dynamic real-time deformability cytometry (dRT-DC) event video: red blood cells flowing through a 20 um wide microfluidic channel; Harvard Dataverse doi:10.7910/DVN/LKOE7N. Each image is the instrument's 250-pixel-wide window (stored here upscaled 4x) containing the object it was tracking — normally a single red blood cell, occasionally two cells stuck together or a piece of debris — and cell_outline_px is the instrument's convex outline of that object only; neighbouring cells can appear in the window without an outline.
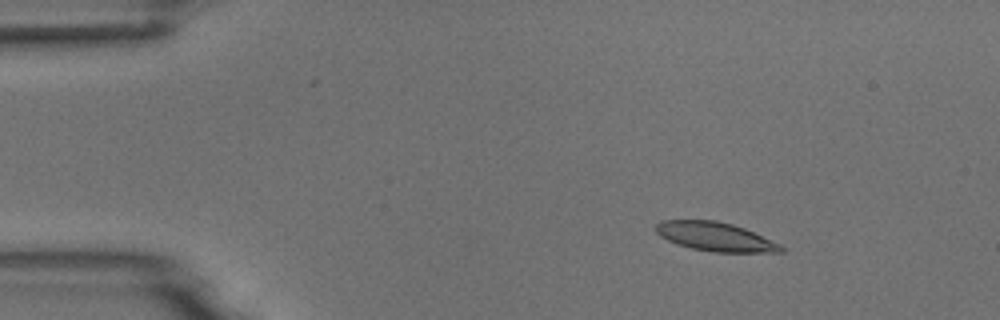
{"species": "common noctule bat (a hibernating species)", "species_latin": "Nyctalus noctula", "temperature_condition": "room temperature", "stored_images_in_passage": 5, "camera_frame_rate_fps": 3000, "um_per_image_px": 0.085, "animal": {"sex": "male", "body_mass_g": 18.8}, "frame": {"image": 1, "passage_image": 2, "time_ms": 1.333, "image_size_px": [1000, 320], "cell_outline_px": [[784, 252], [716, 252], [692, 248], [676, 244], [660, 236], [656, 232], [656, 224], [660, 220], [716, 220], [732, 224], [744, 228], [780, 244], [784, 248]], "centroid_in_image_um": [60.78, 20.11], "position_along_channel_um": 24.2, "area_um2": 20.92}}
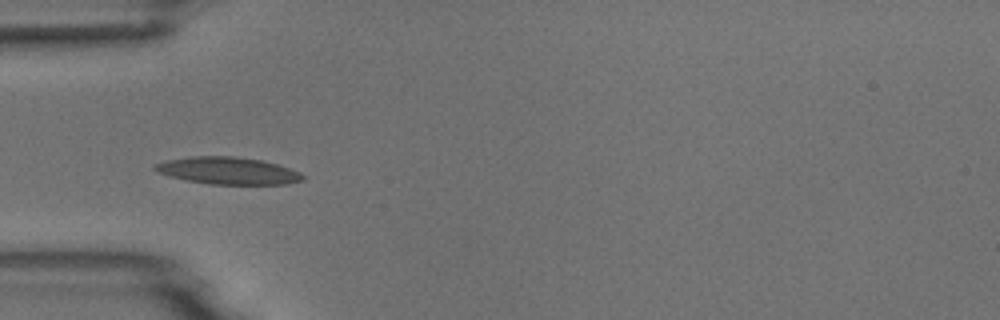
{"frame": {"image": 2, "passage_image": 4, "time_ms": 4.333, "image_size_px": [1000, 320], "cell_outline_px": [[304, 180], [288, 184], [212, 184], [188, 180], [168, 176], [152, 168], [156, 164], [168, 160], [188, 156], [236, 156], [260, 160], [276, 164], [300, 172], [304, 176]], "centroid_in_image_um": [19.39, 14.51], "position_along_channel_um": 65.6, "area_um2": 23.18}}